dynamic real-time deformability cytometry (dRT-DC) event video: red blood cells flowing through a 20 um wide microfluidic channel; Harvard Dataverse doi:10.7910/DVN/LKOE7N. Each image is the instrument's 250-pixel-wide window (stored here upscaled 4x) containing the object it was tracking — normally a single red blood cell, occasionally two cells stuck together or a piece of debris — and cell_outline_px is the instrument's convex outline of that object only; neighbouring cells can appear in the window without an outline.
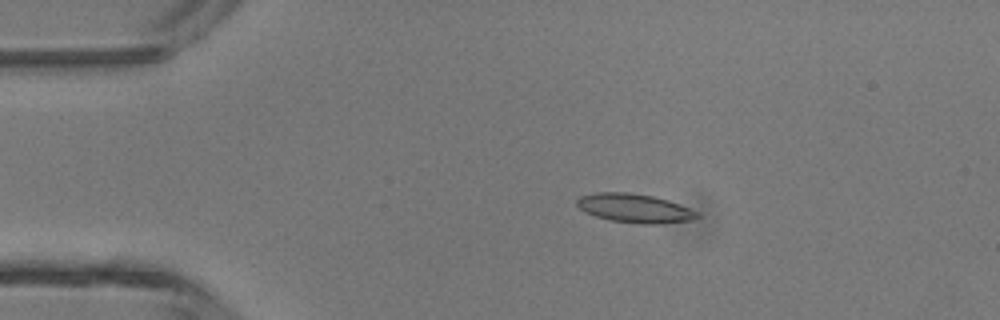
{"species": "common noctule bat (a hibernating species)", "species_latin": "Nyctalus noctula", "temperature_condition": "room temperature", "stored_images_in_passage": 4, "camera_frame_rate_fps": 3000, "um_per_image_px": 0.085, "animal": {"sex": "male", "body_mass_g": 13.3}, "frame": {"image": 1, "passage_image": 3, "time_ms": 0.667, "image_size_px": [1000, 320], "cell_outline_px": [[700, 216], [692, 220], [656, 224], [636, 224], [608, 220], [584, 212], [576, 204], [576, 200], [580, 196], [596, 192], [628, 192], [652, 196], [668, 200], [680, 204], [700, 212]], "centroid_in_image_um": [53.95, 17.7], "position_along_channel_um": 31.1, "area_um2": 20.46}}